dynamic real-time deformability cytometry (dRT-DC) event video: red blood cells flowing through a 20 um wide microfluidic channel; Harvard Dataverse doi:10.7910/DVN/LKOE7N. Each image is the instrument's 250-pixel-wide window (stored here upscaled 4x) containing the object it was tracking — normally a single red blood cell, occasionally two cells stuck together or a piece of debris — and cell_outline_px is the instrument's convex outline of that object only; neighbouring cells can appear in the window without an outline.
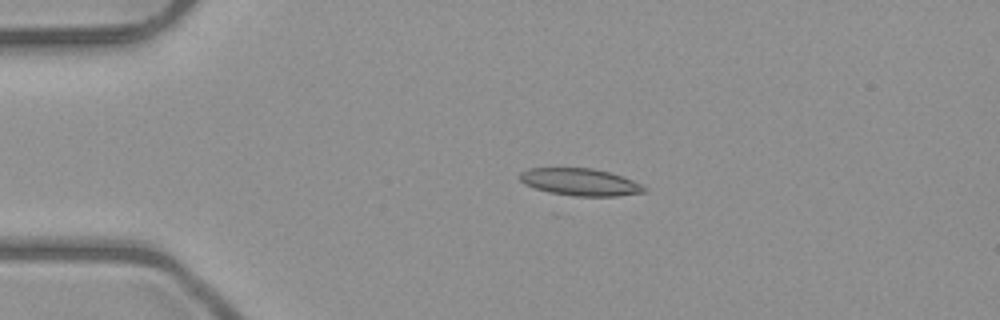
{"species": "common noctule bat (a hibernating species)", "species_latin": "Nyctalus noctula", "temperature_condition": "room temperature", "stored_images_in_passage": 3, "camera_frame_rate_fps": 3000, "um_per_image_px": 0.085, "animal": {"sex": "male", "body_mass_g": 23.1, "forearm_length_mm": 52.7}, "frame": {"image": 1, "passage_image": 2, "time_ms": 1.0, "image_size_px": [1000, 320], "cell_outline_px": [[648, 188], [644, 192], [616, 196], [576, 196], [548, 192], [524, 184], [520, 180], [520, 172], [528, 168], [592, 168], [608, 172], [632, 180]], "centroid_in_image_um": [49.29, 15.47], "position_along_channel_um": 35.7, "area_um2": 19.54}}